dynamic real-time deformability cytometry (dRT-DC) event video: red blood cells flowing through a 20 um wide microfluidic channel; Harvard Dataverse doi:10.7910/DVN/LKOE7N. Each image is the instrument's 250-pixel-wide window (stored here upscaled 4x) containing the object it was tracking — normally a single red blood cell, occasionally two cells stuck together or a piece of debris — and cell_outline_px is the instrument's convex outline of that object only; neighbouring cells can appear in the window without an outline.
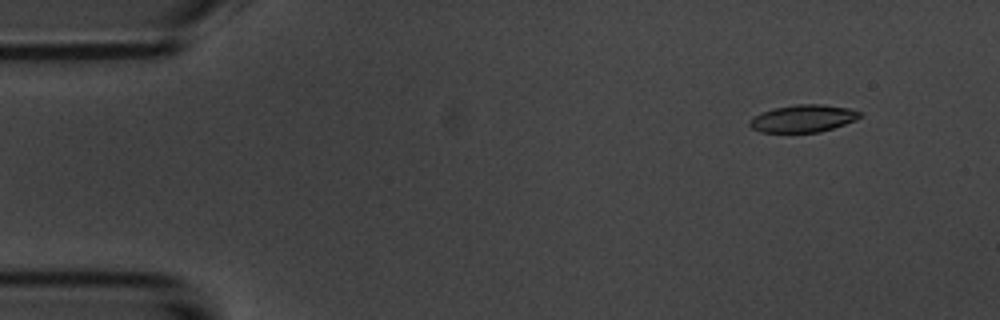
{"species": "common noctule bat (a hibernating species)", "species_latin": "Nyctalus noctula", "temperature_condition": "room temperature", "stored_images_in_passage": 54, "camera_frame_rate_fps": 3000, "um_per_image_px": 0.085, "animal": {"sex": "male", "body_mass_g": 20.1, "forearm_length_mm": 53.5}, "frame": {"image": 1, "passage_image": 5, "time_ms": 1.333, "image_size_px": [1000, 320], "cell_outline_px": [[864, 116], [856, 120], [820, 132], [760, 132], [752, 128], [748, 124], [748, 120], [752, 116], [760, 112], [772, 108], [796, 104], [824, 104], [848, 108], [860, 112]], "centroid_in_image_um": [68.23, 10.06], "position_along_channel_um": 16.8, "area_um2": 17.8}}
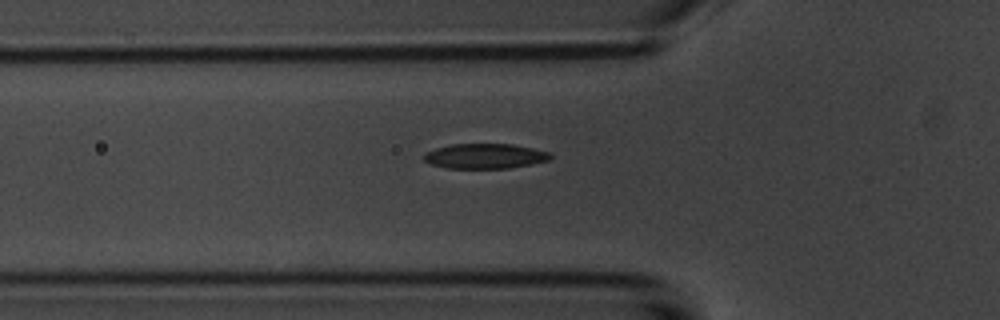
{"frame": {"image": 2, "passage_image": 18, "time_ms": 5.667, "image_size_px": [1000, 320], "cell_outline_px": [[552, 160], [532, 164], [508, 168], [444, 168], [432, 164], [424, 160], [424, 152], [436, 148], [452, 144], [512, 144], [532, 148], [548, 152], [552, 156]], "centroid_in_image_um": [41.23, 13.27], "position_along_channel_um": 84.6, "area_um2": 18.44}}
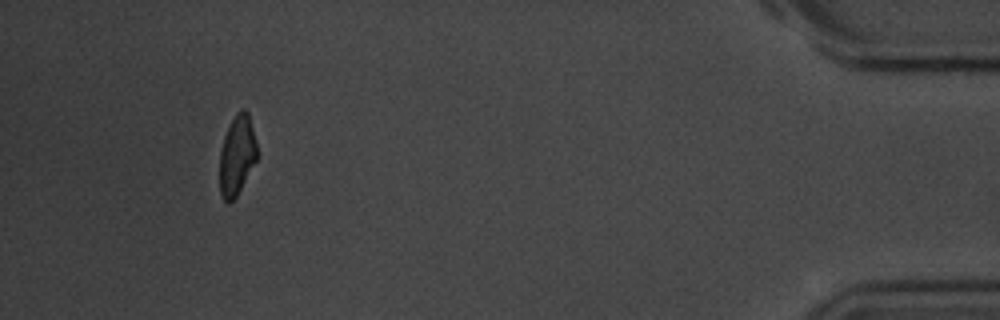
{"frame": {"image": 3, "passage_image": 50, "time_ms": 16.333, "image_size_px": [1000, 320], "cell_outline_px": [[256, 160], [236, 196], [228, 204], [224, 200], [220, 192], [220, 152], [224, 136], [236, 112], [240, 108], [244, 108], [248, 112], [256, 140]], "centroid_in_image_um": [20.13, 13.17], "position_along_channel_um": 415.1, "area_um2": 17.11}, "authors_computed_cell_mechanics": {"area_um2": 18.4382, "velocity_mm_per_s": 3.7282, "shape_relaxation_time_tau1_ms": 3.0822, "shape_relaxation_time_tau2_ms": 3.624, "deformation_change_tau1": 0.1266, "deformation_change_tau2": 0.0939}}